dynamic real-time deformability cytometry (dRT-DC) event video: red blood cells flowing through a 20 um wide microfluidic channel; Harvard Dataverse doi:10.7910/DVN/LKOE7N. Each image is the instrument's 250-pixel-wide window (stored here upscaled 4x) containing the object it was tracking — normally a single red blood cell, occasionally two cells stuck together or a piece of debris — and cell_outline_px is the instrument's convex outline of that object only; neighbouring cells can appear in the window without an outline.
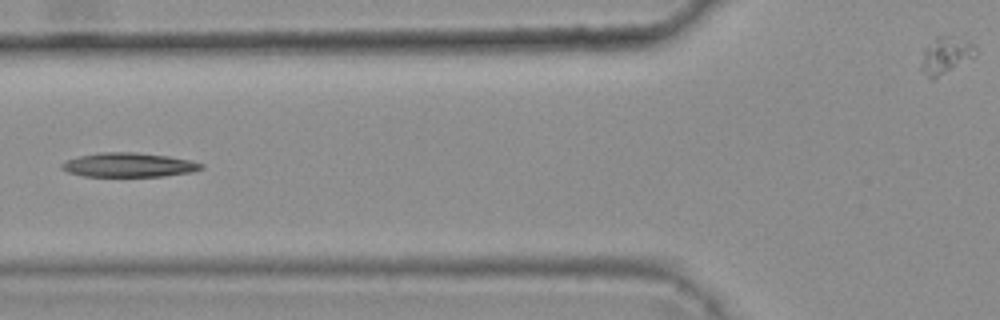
{"species": "common noctule bat (a hibernating species)", "species_latin": "Nyctalus noctula", "temperature_condition": "warm", "stored_images_in_passage": 6, "camera_frame_rate_fps": 3000, "um_per_image_px": 0.085, "animal": {"sex": "female", "body_mass_g": 25.1}, "frame": {"image": 1, "passage_image": 5, "time_ms": 1.333, "image_size_px": [1000, 320], "cell_outline_px": [[204, 168], [192, 172], [164, 176], [84, 176], [68, 172], [60, 168], [60, 164], [68, 160], [80, 156], [100, 152], [132, 152], [168, 156], [192, 160], [204, 164]], "centroid_in_image_um": [10.98, 14.02], "position_along_channel_um": 114.8, "area_um2": 19.65}}
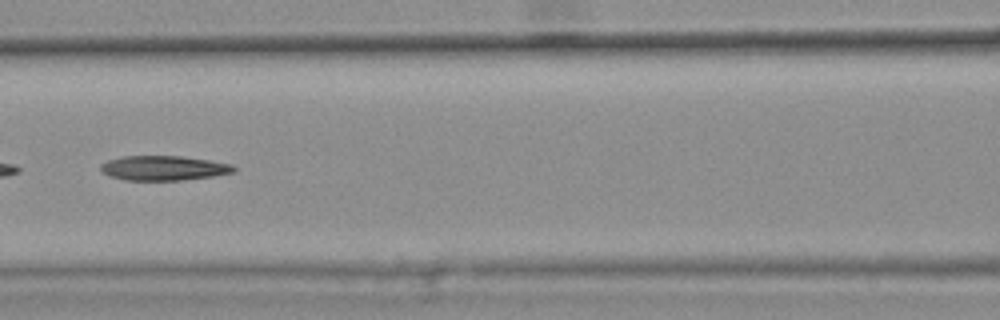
{"frame": {"image": 2, "passage_image": 6, "time_ms": 1.667, "image_size_px": [1000, 320], "cell_outline_px": [[236, 168], [232, 172], [212, 176], [180, 180], [124, 180], [112, 176], [104, 172], [100, 168], [100, 164], [108, 160], [124, 156], [180, 156], [208, 160], [232, 164]], "centroid_in_image_um": [13.9, 14.28], "position_along_channel_um": 152.7, "area_um2": 18.84}}